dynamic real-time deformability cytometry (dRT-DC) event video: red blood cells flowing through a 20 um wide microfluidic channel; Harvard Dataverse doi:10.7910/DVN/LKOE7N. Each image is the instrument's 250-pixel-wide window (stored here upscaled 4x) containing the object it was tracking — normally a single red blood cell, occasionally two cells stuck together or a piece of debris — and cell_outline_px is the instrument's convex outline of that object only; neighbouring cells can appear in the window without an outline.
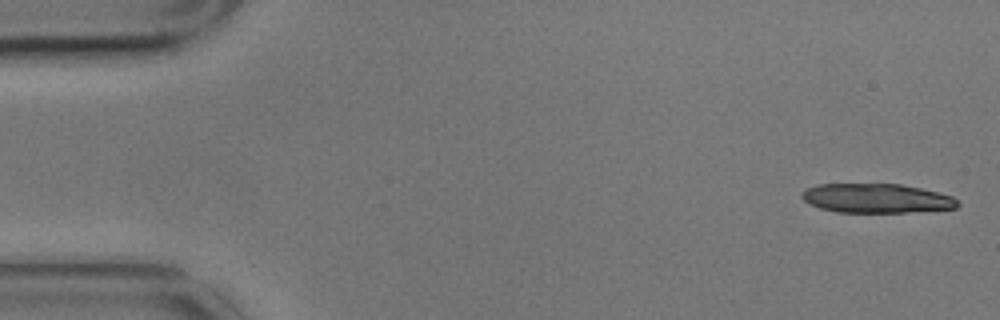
{"species": "common noctule bat (a hibernating species)", "species_latin": "Nyctalus noctula", "temperature_condition": "cold", "stored_images_in_passage": 6, "camera_frame_rate_fps": 3000, "um_per_image_px": 0.085, "animal": {"sex": "male", "body_mass_g": 17.9}, "frame": {"image": 1, "passage_image": 1, "time_ms": 0.0, "image_size_px": [1000, 320], "cell_outline_px": [[960, 204], [956, 208], [904, 212], [836, 212], [820, 208], [808, 204], [800, 196], [800, 192], [804, 188], [816, 184], [900, 184], [920, 188], [952, 196], [960, 200]], "centroid_in_image_um": [74.45, 16.85], "position_along_channel_um": 10.6, "area_um2": 26.7}}